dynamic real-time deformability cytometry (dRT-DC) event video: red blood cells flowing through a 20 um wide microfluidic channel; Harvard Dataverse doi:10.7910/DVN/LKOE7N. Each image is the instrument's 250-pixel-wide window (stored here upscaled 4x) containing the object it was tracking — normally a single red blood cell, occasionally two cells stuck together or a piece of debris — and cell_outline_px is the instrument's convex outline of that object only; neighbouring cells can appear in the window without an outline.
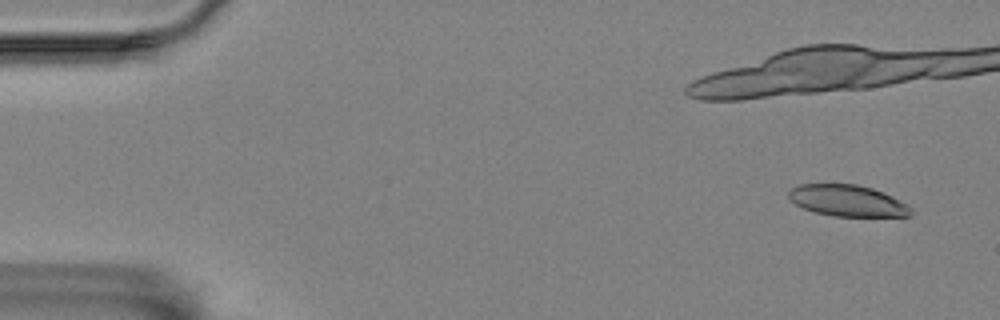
{"species": "Egyptian fruit bat (a non-hibernating species)", "species_latin": "Rousettus aegyptiacus", "temperature_condition": "room temperature", "stored_images_in_passage": 33, "camera_frame_rate_fps": 3000, "um_per_image_px": 0.085, "animal": {"sex": "female"}, "frame": {"image": 1, "passage_image": 4, "time_ms": 1.0, "image_size_px": [1000, 320], "cell_outline_px": [[912, 216], [832, 216], [816, 212], [804, 208], [796, 204], [788, 196], [788, 192], [792, 188], [800, 184], [856, 184], [872, 188], [892, 196], [908, 204], [912, 208]], "centroid_in_image_um": [72.07, 17.06], "position_along_channel_um": 12.9, "area_um2": 22.25}}
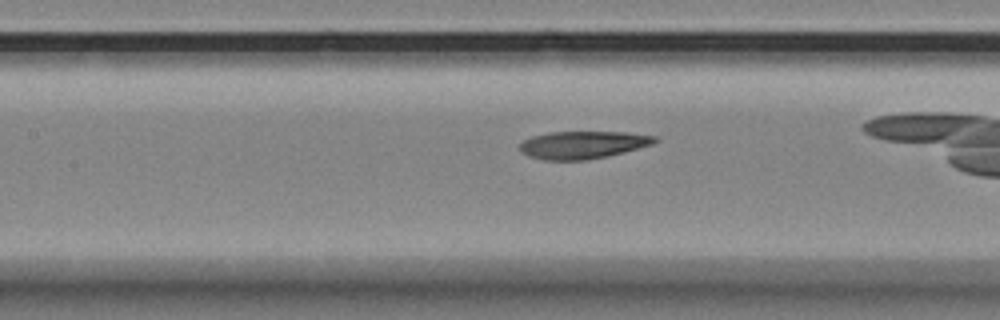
{"frame": {"image": 2, "passage_image": 23, "time_ms": 7.333, "image_size_px": [1000, 320], "cell_outline_px": [[660, 140], [652, 144], [608, 156], [588, 160], [544, 160], [528, 156], [520, 148], [520, 144], [524, 140], [532, 136], [548, 132], [624, 132], [656, 136]], "centroid_in_image_um": [49.55, 12.31], "position_along_channel_um": 157.9, "area_um2": 21.62}}
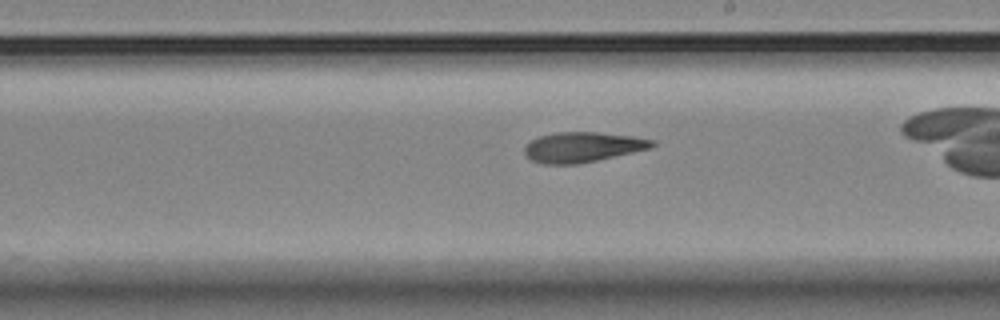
{"frame": {"image": 3, "passage_image": 30, "time_ms": 9.667, "image_size_px": [1000, 320], "cell_outline_px": [[656, 144], [648, 148], [632, 152], [580, 164], [540, 164], [532, 160], [524, 152], [524, 148], [532, 140], [540, 136], [556, 132], [596, 132], [636, 136], [656, 140]], "centroid_in_image_um": [49.53, 12.5], "position_along_channel_um": 239.5, "area_um2": 22.31}}